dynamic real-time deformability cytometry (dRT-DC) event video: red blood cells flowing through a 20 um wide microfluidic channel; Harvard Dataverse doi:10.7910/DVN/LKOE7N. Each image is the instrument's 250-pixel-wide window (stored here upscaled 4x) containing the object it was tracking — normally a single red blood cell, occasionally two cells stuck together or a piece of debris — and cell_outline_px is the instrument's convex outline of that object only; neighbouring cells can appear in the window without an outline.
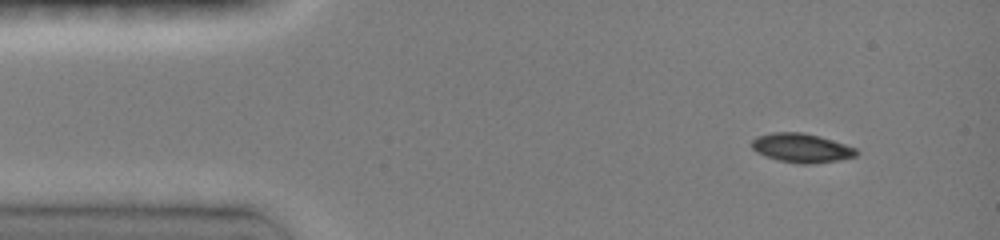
{"species": "common noctule bat (a hibernating species)", "species_latin": "Nyctalus noctula", "temperature_condition": "room temperature", "stored_images_in_passage": 43, "camera_frame_rate_fps": 3000, "um_per_image_px": 0.085, "animal": {"sex": "female", "body_mass_g": 19.0, "forearm_length_mm": 51.5}, "frame": {"image": 1, "passage_image": 1, "time_ms": 0.0, "image_size_px": [1000, 240], "cell_outline_px": [[856, 156], [836, 160], [812, 164], [800, 164], [780, 160], [764, 156], [756, 152], [752, 148], [752, 140], [756, 136], [772, 132], [800, 132], [820, 136], [856, 148]], "centroid_in_image_um": [68.08, 12.57], "position_along_channel_um": 16.9, "area_um2": 17.57}}
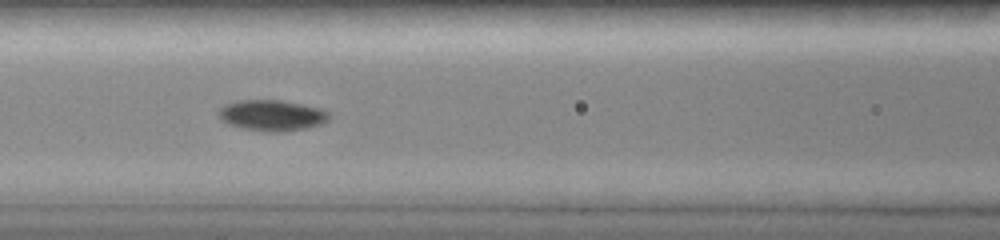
{"frame": {"image": 2, "passage_image": 16, "time_ms": 5.0, "image_size_px": [1000, 240], "cell_outline_px": [[328, 120], [320, 124], [304, 128], [284, 132], [268, 132], [240, 128], [228, 124], [220, 120], [216, 112], [220, 108], [236, 100], [280, 100], [320, 108], [328, 112]], "centroid_in_image_um": [23.05, 9.81], "position_along_channel_um": 143.6, "area_um2": 19.88}}
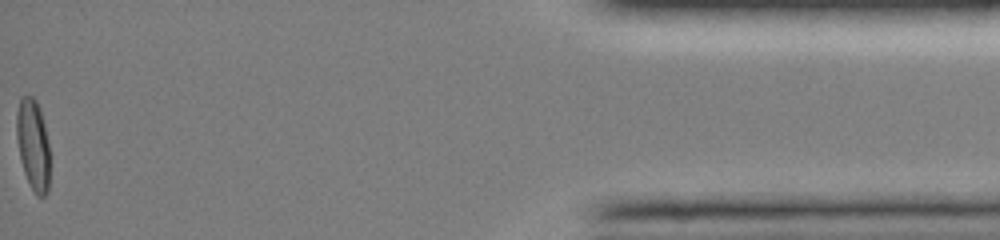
{"frame": {"image": 3, "passage_image": 43, "time_ms": 14.0, "image_size_px": [1000, 240], "cell_outline_px": [[48, 192], [44, 196], [36, 196], [24, 172], [20, 160], [16, 136], [16, 112], [20, 96], [32, 96], [36, 100], [40, 108], [44, 124], [48, 144]], "centroid_in_image_um": [2.78, 12.26], "position_along_channel_um": 432.4, "area_um2": 17.57}, "authors_computed_cell_mechanics": {"area_um2": 18.0914, "velocity_mm_per_s": 4.1241, "shape_relaxation_time_tau1_ms": 4.4185, "shape_relaxation_time_tau2_ms": 2.391, "deformation_change_tau1": 0.1479, "deformation_change_tau2": 0.0273}}